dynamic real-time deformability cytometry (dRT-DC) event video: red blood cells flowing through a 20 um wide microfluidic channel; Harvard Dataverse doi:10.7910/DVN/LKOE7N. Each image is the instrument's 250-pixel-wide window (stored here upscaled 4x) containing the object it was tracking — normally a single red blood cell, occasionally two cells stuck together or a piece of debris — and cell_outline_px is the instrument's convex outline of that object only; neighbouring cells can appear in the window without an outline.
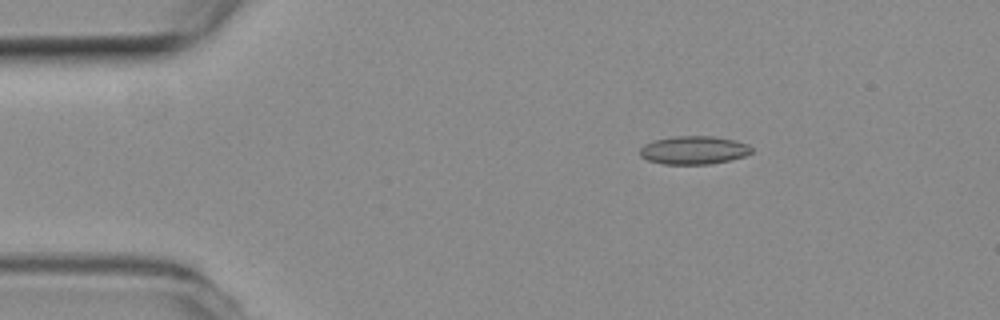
{"species": "common noctule bat (a hibernating species)", "species_latin": "Nyctalus noctula", "temperature_condition": "room temperature", "stored_images_in_passage": 5, "camera_frame_rate_fps": 3000, "um_per_image_px": 0.085, "animal": {"sex": "female", "body_mass_g": 19.3, "forearm_length_mm": 54.1}, "frame": {"image": 1, "passage_image": 3, "time_ms": 0.667, "image_size_px": [1000, 320], "cell_outline_px": [[752, 152], [744, 156], [728, 160], [708, 164], [664, 164], [648, 160], [640, 156], [640, 148], [644, 144], [652, 140], [676, 136], [712, 136], [736, 140], [748, 144], [752, 148]], "centroid_in_image_um": [58.96, 12.75], "position_along_channel_um": 26.0, "area_um2": 18.38}}